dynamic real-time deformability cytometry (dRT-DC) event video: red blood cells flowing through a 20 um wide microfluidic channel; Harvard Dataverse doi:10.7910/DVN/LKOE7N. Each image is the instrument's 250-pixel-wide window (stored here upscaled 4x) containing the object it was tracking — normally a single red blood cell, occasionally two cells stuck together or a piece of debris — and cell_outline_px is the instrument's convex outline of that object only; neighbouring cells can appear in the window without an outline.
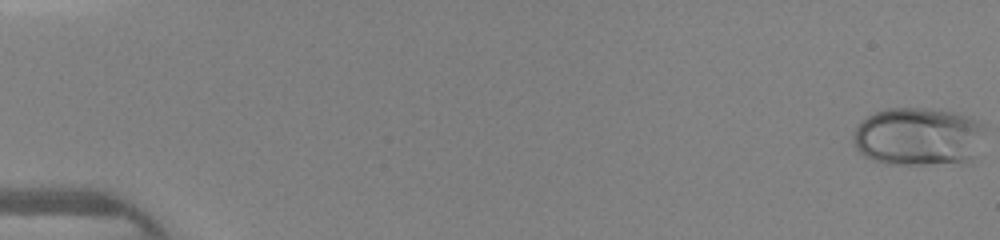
{"species": "human", "species_latin": "Homo sapiens", "temperature_condition": "warm", "stored_images_in_passage": 47, "camera_frame_rate_fps": 3000, "um_per_image_px": 0.085, "donor": {"sex": "female"}, "frame": {"image": 1, "passage_image": 1, "time_ms": 0.0, "image_size_px": [1000, 240], "cell_outline_px": [[984, 132], [972, 164], [884, 164], [872, 160], [864, 156], [852, 144], [852, 136], [856, 128], [868, 116], [876, 112], [888, 108], [924, 108], [956, 112], [976, 120], [984, 124]], "centroid_in_image_um": [78.08, 11.64], "position_along_channel_um": 6.9, "area_um2": 45.43}}
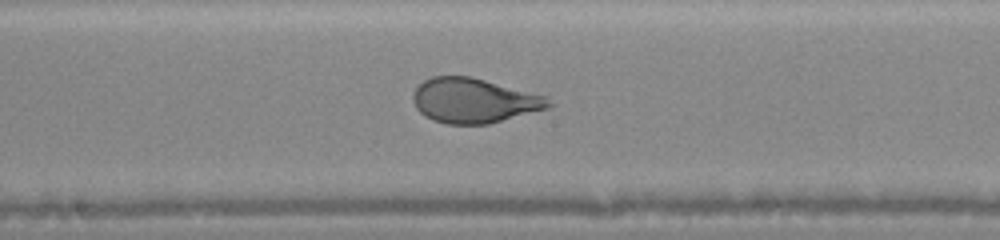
{"frame": {"image": 2, "passage_image": 26, "time_ms": 8.333, "image_size_px": [1000, 240], "cell_outline_px": [[552, 104], [548, 108], [488, 124], [448, 124], [432, 120], [424, 116], [416, 108], [412, 100], [412, 92], [424, 80], [432, 76], [472, 76], [548, 96]], "centroid_in_image_um": [40.27, 8.54], "position_along_channel_um": 207.9, "area_um2": 35.55}}
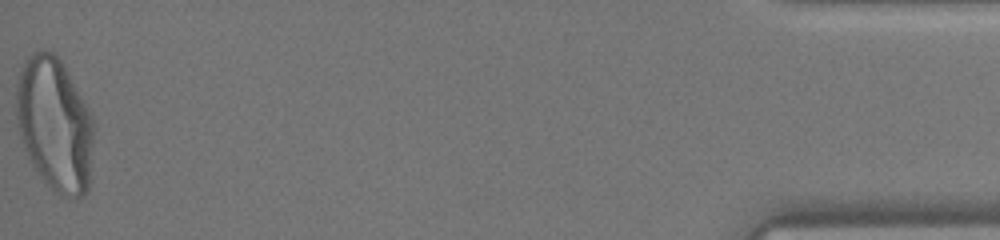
{"frame": {"image": 3, "passage_image": 47, "time_ms": 15.333, "image_size_px": [1000, 240], "cell_outline_px": [[96, 124], [88, 192], [84, 196], [60, 196], [40, 176], [24, 152], [20, 136], [16, 116], [16, 80], [24, 60], [32, 52], [40, 48], [56, 52], [64, 64], [88, 108]], "centroid_in_image_um": [4.65, 10.52], "position_along_channel_um": 430.5, "area_um2": 61.44}}